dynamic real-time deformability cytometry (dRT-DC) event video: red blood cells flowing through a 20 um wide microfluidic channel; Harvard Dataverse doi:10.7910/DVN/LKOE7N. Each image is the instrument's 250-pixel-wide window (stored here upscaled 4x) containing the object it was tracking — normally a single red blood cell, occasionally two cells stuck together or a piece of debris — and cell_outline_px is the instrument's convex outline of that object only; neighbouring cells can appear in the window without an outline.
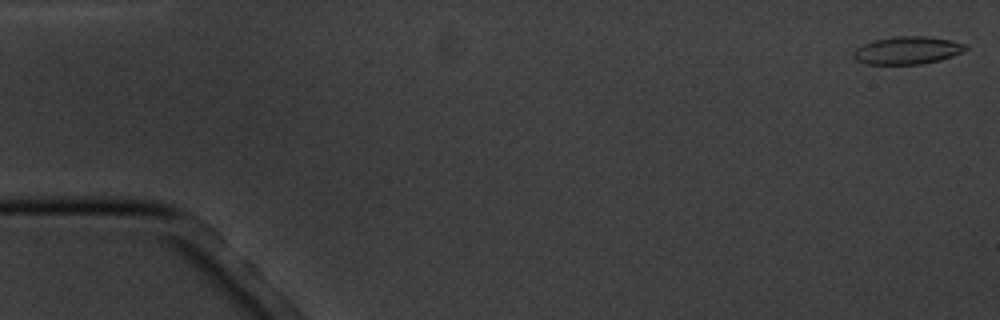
{"species": "common noctule bat (a hibernating species)", "species_latin": "Nyctalus noctula", "temperature_condition": "cold", "stored_images_in_passage": 9, "camera_frame_rate_fps": 3000, "um_per_image_px": 0.085, "animal": {"sex": "male", "body_mass_g": 20.1, "forearm_length_mm": 53.5}, "frame": {"image": 1, "passage_image": 1, "time_ms": 0.0, "image_size_px": [1000, 320], "cell_outline_px": [[968, 48], [964, 52], [940, 60], [920, 64], [868, 64], [856, 60], [852, 56], [852, 52], [856, 48], [864, 44], [876, 40], [896, 36], [928, 36], [952, 40], [968, 44]], "centroid_in_image_um": [77.17, 4.27], "position_along_channel_um": 7.8, "area_um2": 18.21}}
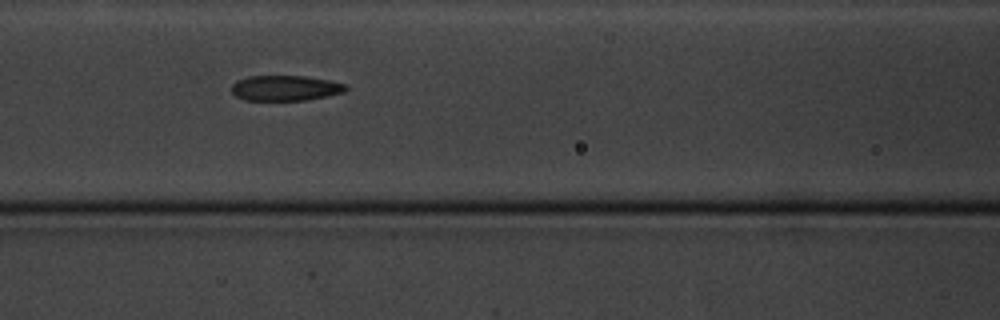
{"frame": {"image": 2, "passage_image": 7, "time_ms": 7.667, "image_size_px": [1000, 320], "cell_outline_px": [[348, 88], [344, 92], [328, 96], [304, 100], [244, 100], [236, 96], [232, 92], [232, 84], [236, 80], [248, 76], [304, 76], [328, 80], [348, 84]], "centroid_in_image_um": [24.26, 7.48], "position_along_channel_um": 142.3, "area_um2": 16.94}}
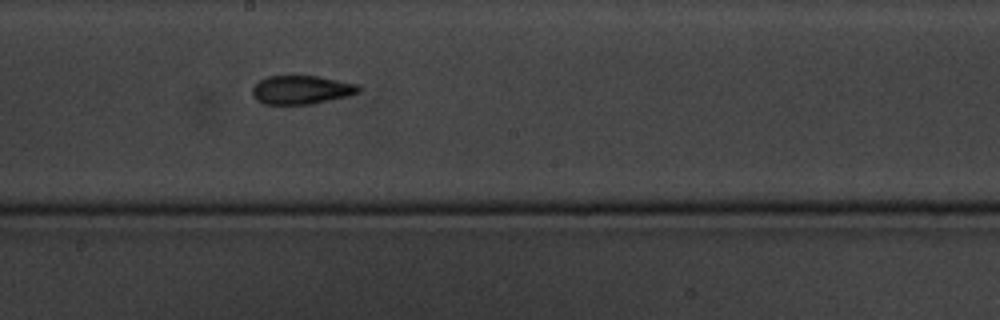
{"frame": {"image": 3, "passage_image": 9, "time_ms": 10.0, "image_size_px": [1000, 320], "cell_outline_px": [[364, 88], [360, 92], [348, 96], [312, 104], [264, 104], [256, 100], [252, 96], [252, 88], [260, 80], [268, 76], [316, 76], [360, 84]], "centroid_in_image_um": [25.66, 7.64], "position_along_channel_um": 222.5, "area_um2": 17.92}}